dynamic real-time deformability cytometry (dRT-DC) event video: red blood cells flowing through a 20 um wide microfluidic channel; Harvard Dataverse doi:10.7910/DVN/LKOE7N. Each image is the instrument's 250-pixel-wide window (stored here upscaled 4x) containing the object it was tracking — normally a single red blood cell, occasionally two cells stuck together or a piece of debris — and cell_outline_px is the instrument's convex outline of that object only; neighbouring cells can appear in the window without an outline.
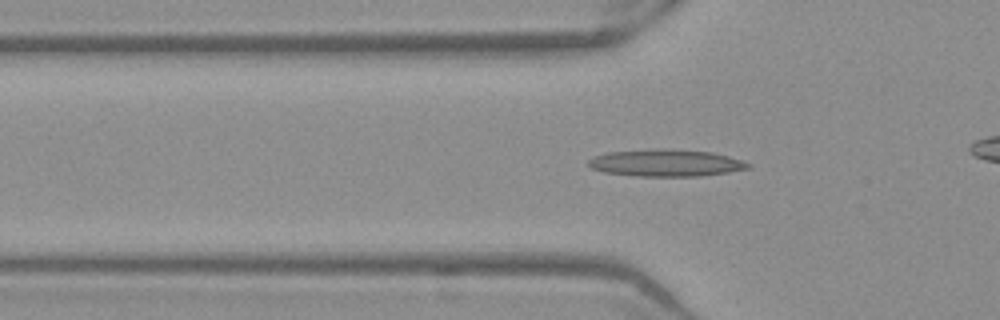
{"species": "Egyptian fruit bat (a non-hibernating species)", "species_latin": "Rousettus aegyptiacus", "temperature_condition": "warm", "stored_images_in_passage": 33, "camera_frame_rate_fps": 3000, "um_per_image_px": 0.085, "frame": {"image": 1, "passage_image": 7, "time_ms": 2.0, "image_size_px": [1000, 320], "cell_outline_px": [[752, 168], [728, 172], [700, 176], [636, 176], [604, 172], [592, 168], [588, 164], [588, 160], [592, 156], [608, 152], [660, 148], [668, 148], [712, 152], [744, 160], [752, 164]], "centroid_in_image_um": [56.63, 13.84], "position_along_channel_um": 69.2, "area_um2": 25.43}}
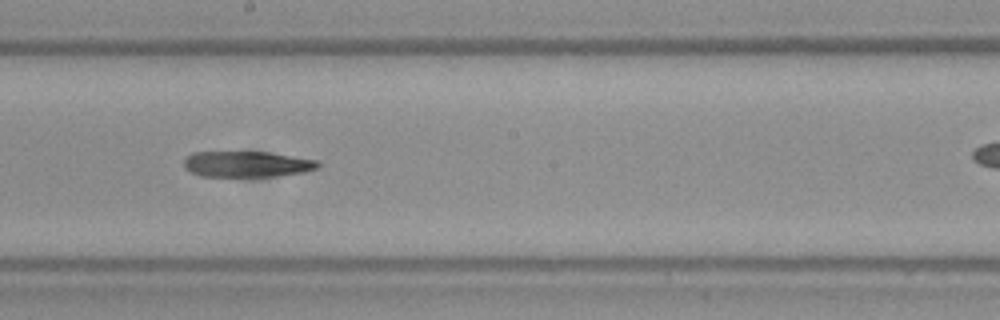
{"frame": {"image": 2, "passage_image": 19, "time_ms": 6.0, "image_size_px": [1000, 320], "cell_outline_px": [[320, 168], [304, 172], [276, 176], [200, 176], [184, 168], [184, 160], [192, 152], [268, 152], [320, 160]], "centroid_in_image_um": [21.04, 13.95], "position_along_channel_um": 227.2, "area_um2": 20.29}}
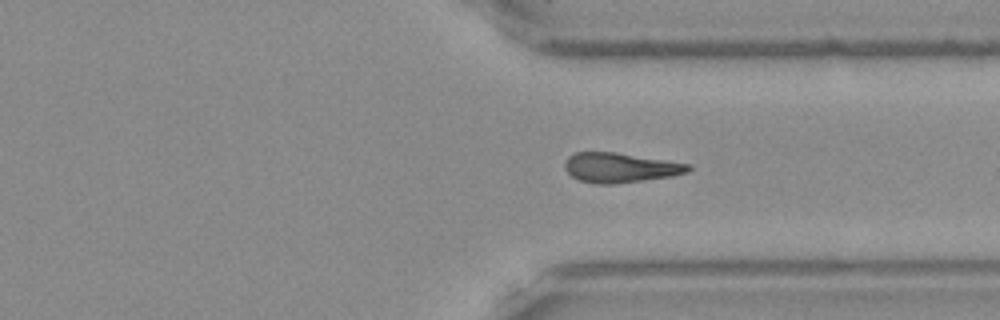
{"frame": {"image": 3, "passage_image": 29, "time_ms": 9.333, "image_size_px": [1000, 320], "cell_outline_px": [[692, 168], [688, 172], [672, 176], [616, 184], [596, 184], [580, 180], [572, 176], [564, 168], [564, 160], [568, 156], [576, 152], [616, 152], [692, 164]], "centroid_in_image_um": [52.72, 14.24], "position_along_channel_um": 358.7, "area_um2": 21.56}}